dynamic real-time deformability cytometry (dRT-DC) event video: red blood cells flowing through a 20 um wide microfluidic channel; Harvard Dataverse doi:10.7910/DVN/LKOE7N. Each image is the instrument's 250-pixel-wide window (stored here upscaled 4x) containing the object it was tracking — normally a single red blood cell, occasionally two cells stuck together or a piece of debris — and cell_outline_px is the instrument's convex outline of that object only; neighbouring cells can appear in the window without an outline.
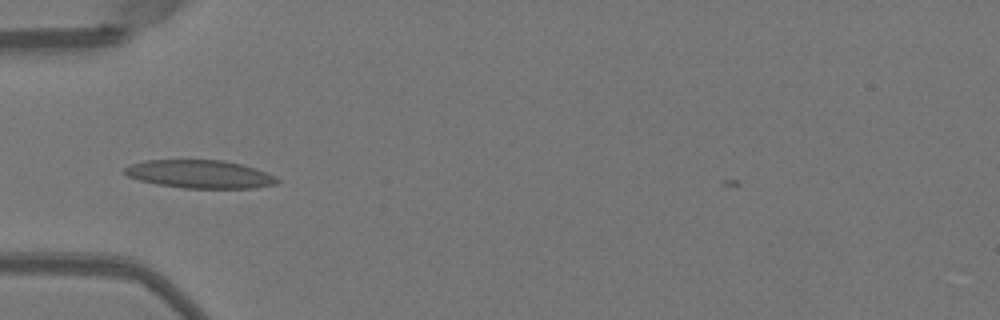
{"species": "Egyptian fruit bat (a non-hibernating species)", "species_latin": "Rousettus aegyptiacus", "temperature_condition": "warm", "stored_images_in_passage": 35, "camera_frame_rate_fps": 3000, "um_per_image_px": 0.085, "animal": {"sex": "female"}, "frame": {"image": 1, "passage_image": 1, "time_ms": 0.0, "image_size_px": [1000, 320], "cell_outline_px": [[280, 180], [276, 184], [256, 188], [184, 188], [156, 184], [140, 180], [128, 176], [124, 172], [124, 168], [132, 164], [148, 160], [224, 160], [244, 164], [256, 168], [276, 176]], "centroid_in_image_um": [17.04, 14.8], "position_along_channel_um": 68.0, "area_um2": 25.09}}
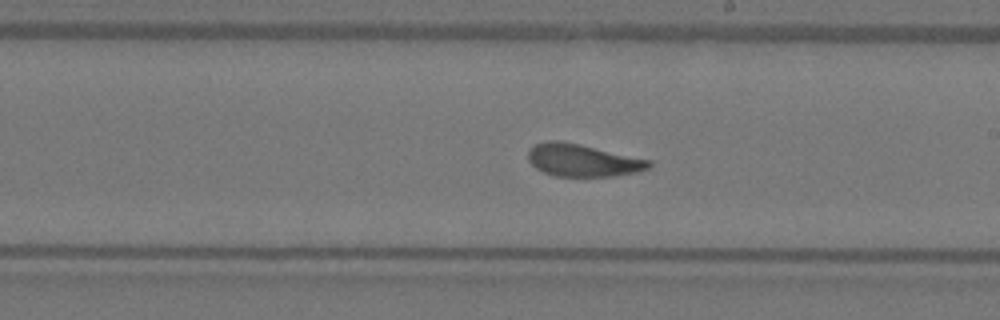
{"frame": {"image": 2, "passage_image": 14, "time_ms": 4.333, "image_size_px": [1000, 320], "cell_outline_px": [[652, 164], [648, 168], [636, 172], [612, 176], [556, 176], [544, 172], [536, 168], [528, 160], [528, 152], [536, 144], [548, 140], [560, 140], [580, 144], [652, 160]], "centroid_in_image_um": [49.54, 13.62], "position_along_channel_um": 239.5, "area_um2": 22.72}}
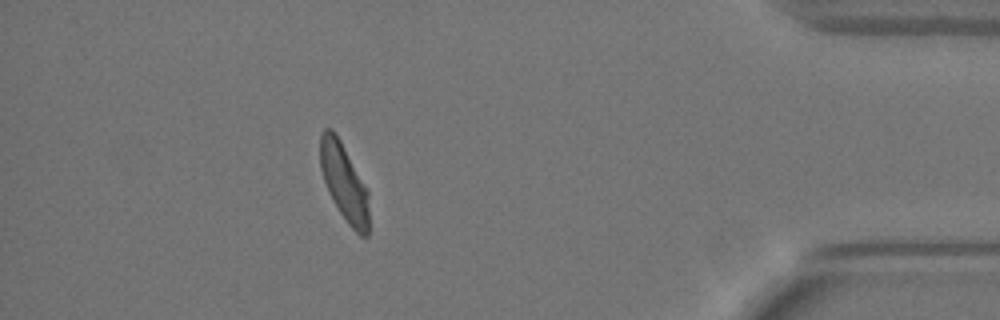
{"frame": {"image": 3, "passage_image": 30, "time_ms": 9.667, "image_size_px": [1000, 320], "cell_outline_px": [[368, 236], [360, 236], [348, 224], [332, 200], [328, 192], [320, 168], [320, 136], [324, 128], [332, 128], [340, 140], [364, 184], [368, 192]], "centroid_in_image_um": [29.23, 15.5], "position_along_channel_um": 406.0, "area_um2": 21.68}, "authors_computed_cell_mechanics": {"area_um2": 22.8888, "velocity_mm_per_s": 3.9557, "shape_relaxation_time_tau1_ms": 5.2249, "shape_relaxation_time_tau2_ms": 1.207, "deformation_change_tau1": 0.1665, "deformation_change_tau2": 0.079}}